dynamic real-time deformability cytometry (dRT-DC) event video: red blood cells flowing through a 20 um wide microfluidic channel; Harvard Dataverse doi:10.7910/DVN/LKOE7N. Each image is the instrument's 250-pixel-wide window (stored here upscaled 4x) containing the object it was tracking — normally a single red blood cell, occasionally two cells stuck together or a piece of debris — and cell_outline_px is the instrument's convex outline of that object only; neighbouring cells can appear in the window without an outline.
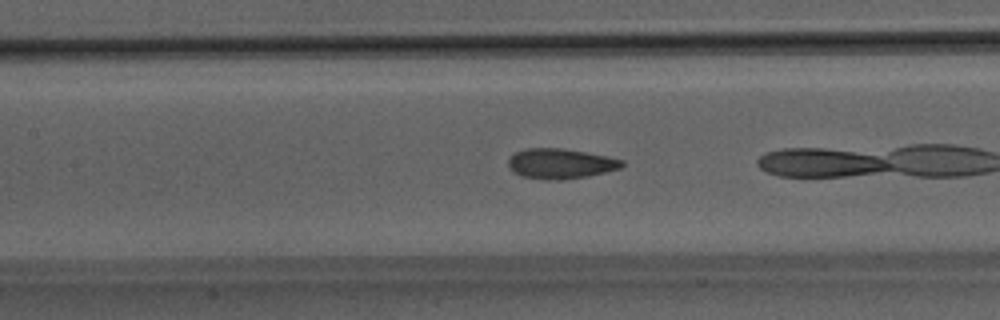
{"species": "Egyptian fruit bat (a non-hibernating species)", "species_latin": "Rousettus aegyptiacus", "temperature_condition": "room temperature", "stored_images_in_passage": 8, "camera_frame_rate_fps": 3000, "um_per_image_px": 0.085, "animal": {"sex": "male"}, "frame": {"image": 1, "passage_image": 6, "time_ms": 1.667, "image_size_px": [1000, 320], "cell_outline_px": [[624, 164], [620, 168], [588, 176], [560, 180], [544, 180], [520, 176], [512, 172], [508, 164], [508, 160], [516, 152], [528, 148], [560, 148], [608, 156], [624, 160]], "centroid_in_image_um": [47.62, 13.92], "position_along_channel_um": 159.8, "area_um2": 19.94}}